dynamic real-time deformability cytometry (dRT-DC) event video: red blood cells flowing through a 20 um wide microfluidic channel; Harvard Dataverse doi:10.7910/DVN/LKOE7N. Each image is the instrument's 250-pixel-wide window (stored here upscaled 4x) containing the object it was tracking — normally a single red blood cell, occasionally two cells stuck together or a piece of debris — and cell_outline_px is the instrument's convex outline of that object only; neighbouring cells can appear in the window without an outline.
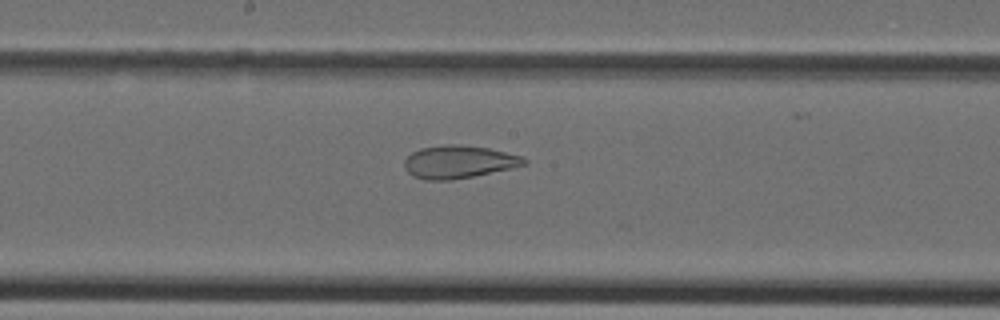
{"species": "Egyptian fruit bat (a non-hibernating species)", "species_latin": "Rousettus aegyptiacus", "temperature_condition": "cold", "stored_images_in_passage": 29, "camera_frame_rate_fps": 3000, "um_per_image_px": 0.085, "animal": {"sex": "female"}, "frame": {"image": 1, "passage_image": 17, "time_ms": 5.333, "image_size_px": [1000, 320], "cell_outline_px": [[528, 164], [512, 168], [452, 180], [424, 180], [412, 176], [404, 168], [404, 160], [412, 152], [420, 148], [448, 144], [460, 144], [488, 148], [524, 156], [528, 160]], "centroid_in_image_um": [39.0, 13.76], "position_along_channel_um": 209.2, "area_um2": 23.06}}
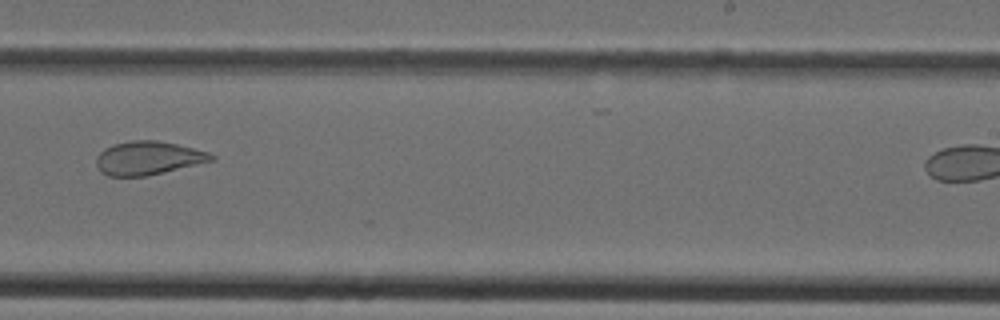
{"frame": {"image": 2, "passage_image": 21, "time_ms": 6.667, "image_size_px": [1000, 320], "cell_outline_px": [[216, 160], [144, 176], [108, 176], [100, 172], [96, 164], [96, 156], [104, 148], [112, 144], [132, 140], [156, 140], [176, 144], [208, 152], [216, 156]], "centroid_in_image_um": [12.56, 13.43], "position_along_channel_um": 276.4, "area_um2": 22.43}}
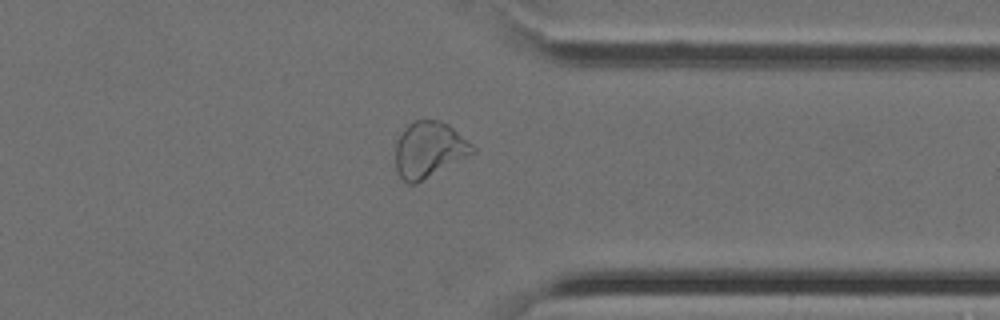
{"frame": {"image": 3, "passage_image": 27, "time_ms": 8.667, "image_size_px": [1000, 320], "cell_outline_px": [[476, 152], [416, 184], [408, 184], [400, 176], [396, 168], [396, 140], [404, 128], [408, 124], [416, 120], [440, 120], [448, 124], [472, 144], [476, 148]], "centroid_in_image_um": [36.47, 12.72], "position_along_channel_um": 374.9, "area_um2": 25.09}}